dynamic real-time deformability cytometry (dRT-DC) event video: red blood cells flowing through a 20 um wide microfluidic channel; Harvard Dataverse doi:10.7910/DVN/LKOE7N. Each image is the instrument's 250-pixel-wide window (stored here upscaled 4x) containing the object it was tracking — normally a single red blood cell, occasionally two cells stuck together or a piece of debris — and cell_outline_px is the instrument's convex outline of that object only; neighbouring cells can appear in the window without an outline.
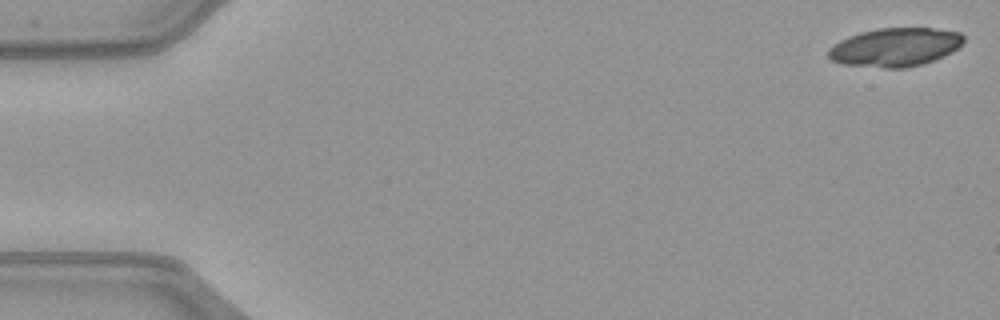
{"species": "common noctule bat (a hibernating species)", "species_latin": "Nyctalus noctula", "temperature_condition": "warm", "stored_images_in_passage": 50, "segment_of_instrument_passage": [1, 2], "camera_frame_rate_fps": 3000, "um_per_image_px": 0.085, "animal": {"sex": "female", "body_mass_g": 21.9}, "frame": {"image": 1, "passage_image": 1, "time_ms": 0.0, "image_size_px": [1000, 320], "cell_outline_px": [[964, 44], [952, 52], [944, 56], [924, 64], [908, 68], [884, 68], [844, 64], [832, 60], [828, 56], [828, 48], [832, 44], [848, 36], [860, 32], [876, 28], [932, 28], [960, 32], [964, 36]], "centroid_in_image_um": [76.1, 4.01], "position_along_channel_um": 8.9, "area_um2": 30.75}}
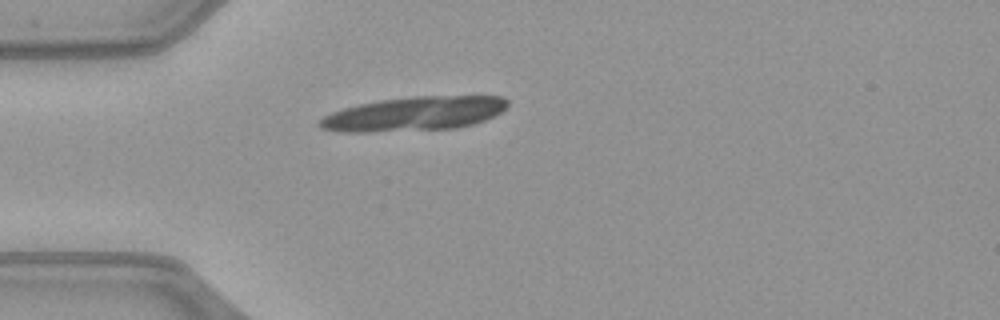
{"frame": {"image": 2, "passage_image": 14, "time_ms": 4.333, "image_size_px": [1000, 320], "cell_outline_px": [[508, 104], [500, 112], [484, 120], [472, 124], [456, 128], [368, 132], [340, 132], [320, 128], [316, 124], [324, 116], [332, 112], [344, 108], [360, 104], [380, 100], [412, 96], [504, 96], [508, 100]], "centroid_in_image_um": [35.18, 9.67], "position_along_channel_um": 49.8, "area_um2": 37.22}}